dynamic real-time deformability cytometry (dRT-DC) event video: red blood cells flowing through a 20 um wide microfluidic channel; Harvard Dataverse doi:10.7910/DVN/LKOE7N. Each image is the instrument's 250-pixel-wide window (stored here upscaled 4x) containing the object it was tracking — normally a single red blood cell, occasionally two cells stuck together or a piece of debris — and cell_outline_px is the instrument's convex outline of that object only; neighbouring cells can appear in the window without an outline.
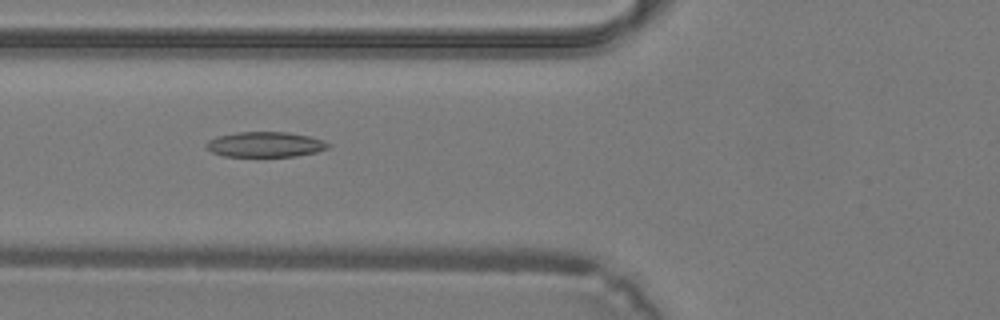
{"species": "common noctule bat (a hibernating species)", "species_latin": "Nyctalus noctula", "temperature_condition": "warm", "stored_images_in_passage": 40, "camera_frame_rate_fps": 3000, "um_per_image_px": 0.085, "animal": {"sex": "male", "body_mass_g": 19.2, "forearm_length_mm": 51.8}, "frame": {"image": 1, "passage_image": 16, "time_ms": 5.0, "image_size_px": [1000, 320], "cell_outline_px": [[332, 144], [328, 148], [316, 152], [296, 156], [224, 156], [212, 152], [204, 144], [208, 140], [216, 136], [236, 132], [288, 132], [308, 136], [324, 140]], "centroid_in_image_um": [22.55, 12.27], "position_along_channel_um": 103.3, "area_um2": 17.98}}
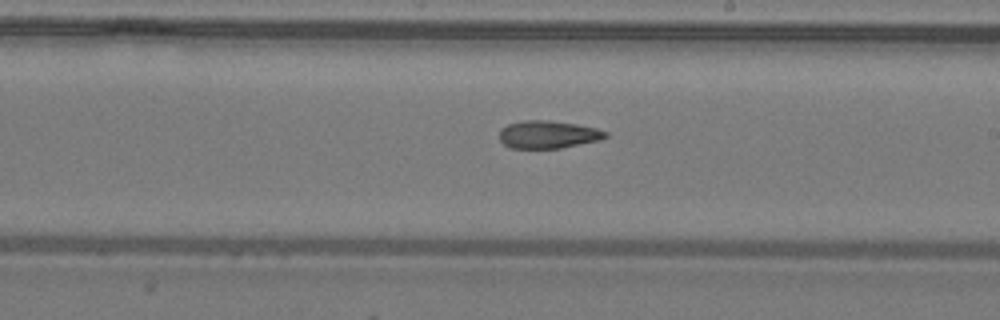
{"frame": {"image": 2, "passage_image": 24, "time_ms": 7.667, "image_size_px": [1000, 320], "cell_outline_px": [[608, 136], [600, 140], [560, 148], [508, 148], [500, 140], [500, 128], [508, 124], [524, 120], [548, 120], [596, 128], [608, 132]], "centroid_in_image_um": [46.56, 11.44], "position_along_channel_um": 242.4, "area_um2": 17.05}}
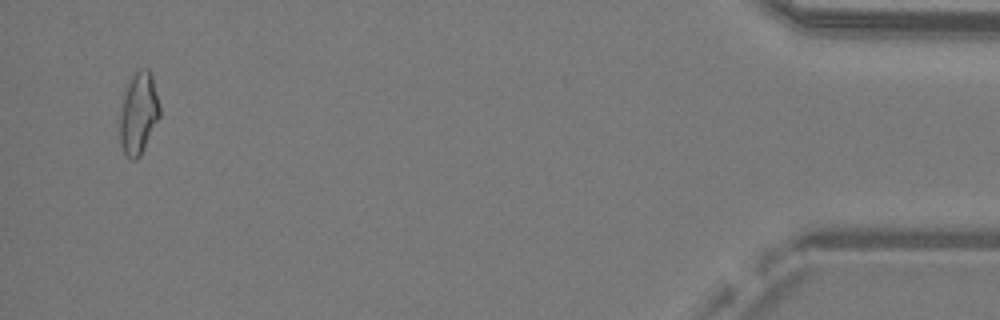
{"frame": {"image": 3, "passage_image": 39, "time_ms": 12.667, "image_size_px": [1000, 320], "cell_outline_px": [[160, 116], [140, 156], [136, 160], [132, 160], [124, 152], [120, 144], [120, 112], [124, 84], [140, 68], [148, 68], [152, 76], [160, 108]], "centroid_in_image_um": [11.75, 9.6], "position_along_channel_um": 423.4, "area_um2": 19.19}}